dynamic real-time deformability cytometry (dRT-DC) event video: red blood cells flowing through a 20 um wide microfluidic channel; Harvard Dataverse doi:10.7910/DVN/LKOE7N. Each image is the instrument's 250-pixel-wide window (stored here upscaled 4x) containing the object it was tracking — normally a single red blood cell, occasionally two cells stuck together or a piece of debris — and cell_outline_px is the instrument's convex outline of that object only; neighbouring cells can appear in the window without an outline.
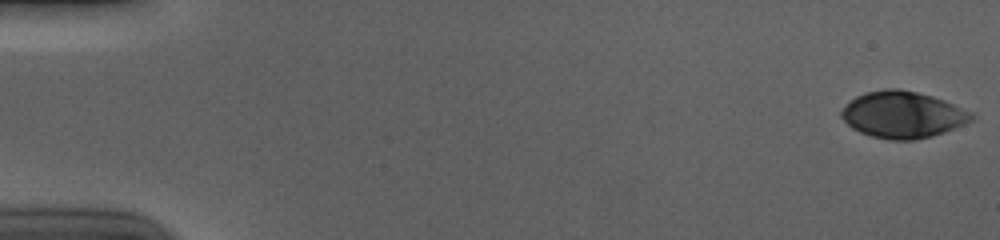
{"species": "human", "species_latin": "Homo sapiens", "temperature_condition": "cold", "stored_images_in_passage": 56, "camera_frame_rate_fps": 3000, "um_per_image_px": 0.085, "donor": {"sex": "male"}, "frame": {"image": 1, "passage_image": 1, "time_ms": 0.0, "image_size_px": [1000, 240], "cell_outline_px": [[976, 116], [972, 120], [956, 128], [932, 136], [912, 140], [888, 140], [872, 136], [860, 132], [852, 128], [840, 116], [840, 112], [856, 96], [864, 92], [888, 88], [896, 88], [916, 92], [932, 96], [944, 100], [976, 112]], "centroid_in_image_um": [76.78, 9.75], "position_along_channel_um": 8.2, "area_um2": 35.49}}
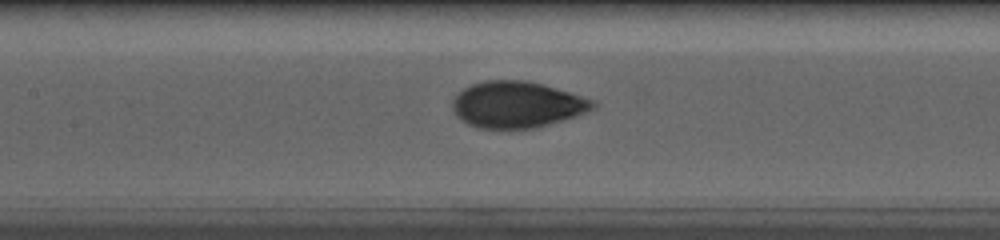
{"frame": {"image": 2, "passage_image": 27, "time_ms": 8.667, "image_size_px": [1000, 240], "cell_outline_px": [[596, 108], [588, 112], [576, 116], [548, 124], [532, 128], [476, 128], [468, 124], [456, 116], [452, 108], [452, 100], [464, 88], [472, 84], [488, 80], [524, 80], [540, 84], [596, 100]], "centroid_in_image_um": [43.95, 8.89], "position_along_channel_um": 163.5, "area_um2": 37.69}}
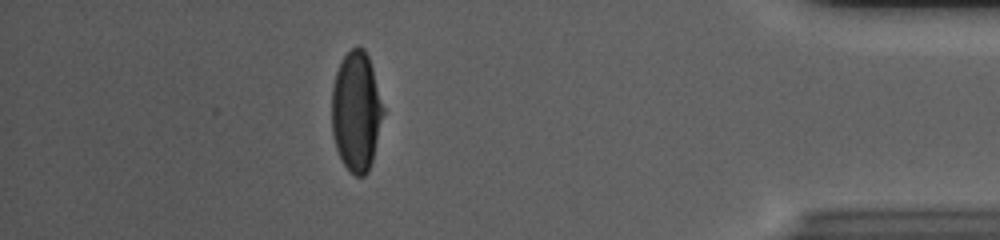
{"frame": {"image": 3, "passage_image": 50, "time_ms": 16.333, "image_size_px": [1000, 240], "cell_outline_px": [[384, 112], [372, 160], [368, 172], [364, 176], [356, 176], [340, 160], [336, 148], [332, 132], [332, 88], [336, 72], [344, 56], [356, 44], [364, 48], [368, 56], [372, 68], [384, 108]], "centroid_in_image_um": [30.28, 9.46], "position_along_channel_um": 404.9, "area_um2": 35.78}, "authors_computed_cell_mechanics": {"area_um2": 36.6452, "velocity_mm_per_s": 3.7075, "shape_relaxation_time_tau1_ms": 4.6737, "shape_relaxation_time_tau2_ms": null, "deformation_change_tau1": 0.1837, "deformation_change_tau2": null}}